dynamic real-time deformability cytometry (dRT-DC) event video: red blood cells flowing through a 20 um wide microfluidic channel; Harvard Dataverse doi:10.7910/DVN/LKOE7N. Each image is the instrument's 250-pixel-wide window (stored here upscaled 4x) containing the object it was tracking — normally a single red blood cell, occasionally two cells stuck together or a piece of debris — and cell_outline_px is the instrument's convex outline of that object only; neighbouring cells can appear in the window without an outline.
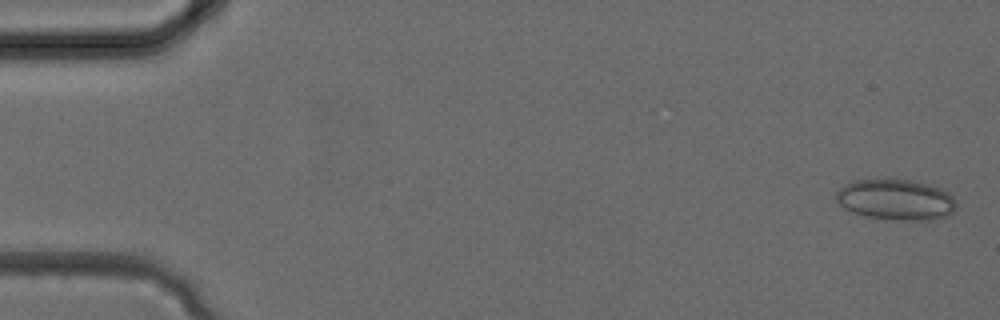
{"species": "common noctule bat (a hibernating species)", "species_latin": "Nyctalus noctula", "temperature_condition": "cold", "stored_images_in_passage": 32, "camera_frame_rate_fps": 3000, "um_per_image_px": 0.085, "animal": {"sex": "female", "body_mass_g": 24.6, "forearm_length_mm": 56.2}, "frame": {"image": 1, "passage_image": 1, "time_ms": 0.0, "image_size_px": [1000, 320], "cell_outline_px": [[956, 208], [948, 216], [932, 220], [900, 220], [868, 216], [852, 212], [844, 208], [836, 200], [836, 192], [844, 184], [852, 180], [912, 180], [928, 184], [940, 188], [948, 192], [952, 196], [956, 204]], "centroid_in_image_um": [76.16, 16.97], "position_along_channel_um": 8.8, "area_um2": 28.44}}
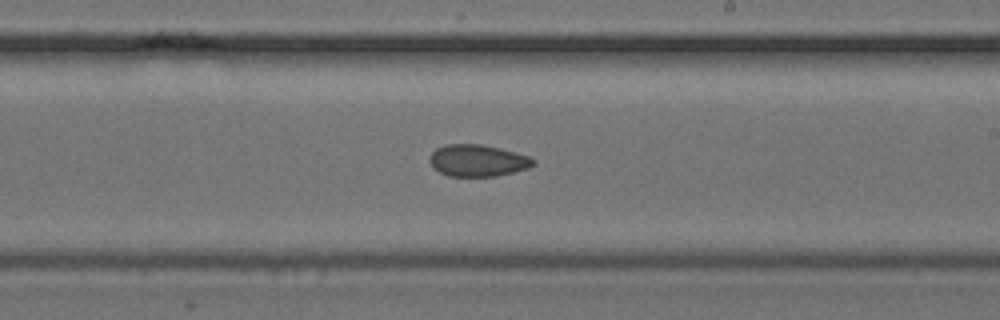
{"frame": {"image": 2, "passage_image": 19, "time_ms": 6.0, "image_size_px": [1000, 320], "cell_outline_px": [[536, 164], [528, 168], [496, 176], [448, 176], [440, 172], [428, 160], [428, 156], [436, 148], [444, 144], [480, 144], [500, 148], [528, 156], [536, 160]], "centroid_in_image_um": [40.59, 13.64], "position_along_channel_um": 248.4, "area_um2": 19.19}}
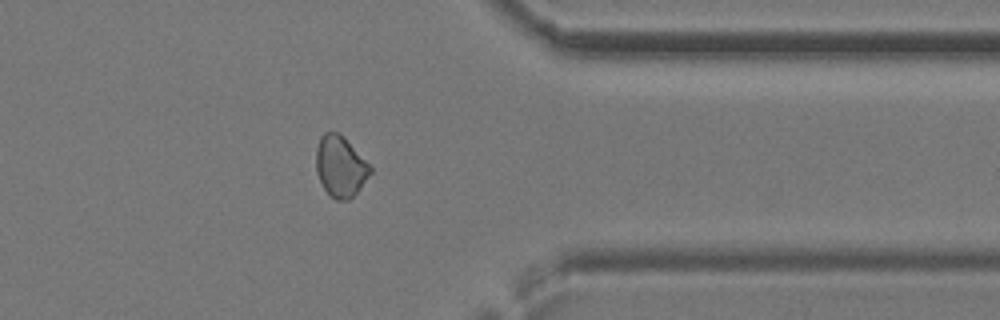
{"frame": {"image": 3, "passage_image": 26, "time_ms": 8.333, "image_size_px": [1000, 320], "cell_outline_px": [[372, 172], [356, 192], [348, 200], [336, 200], [324, 188], [316, 172], [316, 148], [320, 136], [324, 132], [340, 132], [344, 136], [372, 168]], "centroid_in_image_um": [28.92, 14.11], "position_along_channel_um": 382.5, "area_um2": 19.07}}